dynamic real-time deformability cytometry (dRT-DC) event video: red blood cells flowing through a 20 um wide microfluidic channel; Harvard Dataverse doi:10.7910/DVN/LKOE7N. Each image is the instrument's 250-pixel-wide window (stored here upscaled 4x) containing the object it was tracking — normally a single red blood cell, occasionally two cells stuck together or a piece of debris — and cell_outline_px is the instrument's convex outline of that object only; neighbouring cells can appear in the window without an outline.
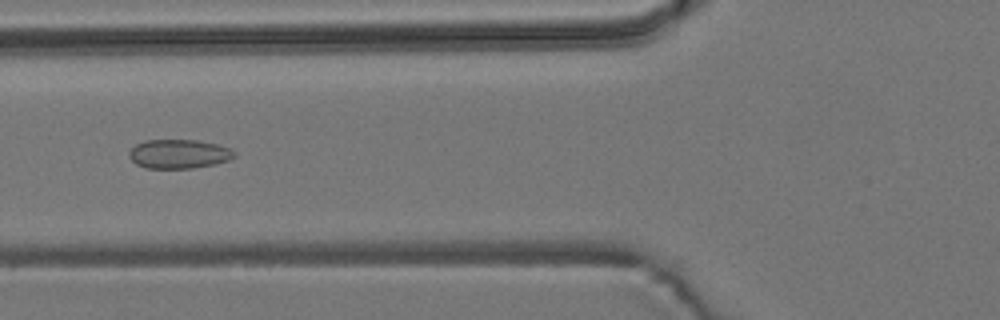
{"species": "common noctule bat (a hibernating species)", "species_latin": "Nyctalus noctula", "temperature_condition": "room temperature", "stored_images_in_passage": 8, "camera_frame_rate_fps": 3000, "um_per_image_px": 0.085, "animal": {"sex": "male", "body_mass_g": 19.2, "forearm_length_mm": 51.8}, "frame": {"image": 1, "passage_image": 6, "time_ms": 1.667, "image_size_px": [1000, 320], "cell_outline_px": [[236, 156], [228, 160], [216, 164], [192, 168], [144, 168], [136, 164], [128, 156], [128, 152], [136, 144], [144, 140], [196, 140], [216, 144], [232, 148], [236, 152]], "centroid_in_image_um": [15.21, 13.08], "position_along_channel_um": 110.6, "area_um2": 17.98}}
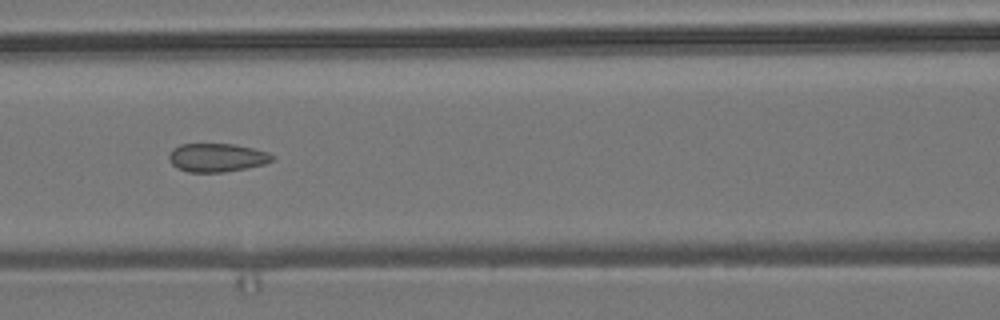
{"frame": {"image": 2, "passage_image": 7, "time_ms": 2.0, "image_size_px": [1000, 320], "cell_outline_px": [[272, 160], [264, 164], [224, 172], [188, 172], [176, 168], [168, 160], [168, 156], [172, 148], [180, 144], [232, 144], [252, 148], [268, 152], [272, 156]], "centroid_in_image_um": [18.36, 13.39], "position_along_channel_um": 148.2, "area_um2": 17.05}}
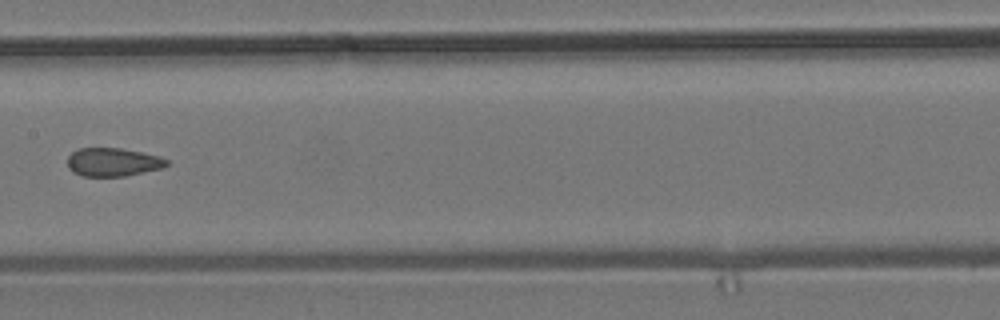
{"frame": {"image": 3, "passage_image": 8, "time_ms": 2.333, "image_size_px": [1000, 320], "cell_outline_px": [[168, 164], [164, 168], [124, 176], [80, 176], [72, 172], [68, 168], [68, 156], [72, 152], [80, 148], [120, 148], [160, 156], [168, 160]], "centroid_in_image_um": [9.59, 13.78], "position_along_channel_um": 197.8, "area_um2": 16.47}}